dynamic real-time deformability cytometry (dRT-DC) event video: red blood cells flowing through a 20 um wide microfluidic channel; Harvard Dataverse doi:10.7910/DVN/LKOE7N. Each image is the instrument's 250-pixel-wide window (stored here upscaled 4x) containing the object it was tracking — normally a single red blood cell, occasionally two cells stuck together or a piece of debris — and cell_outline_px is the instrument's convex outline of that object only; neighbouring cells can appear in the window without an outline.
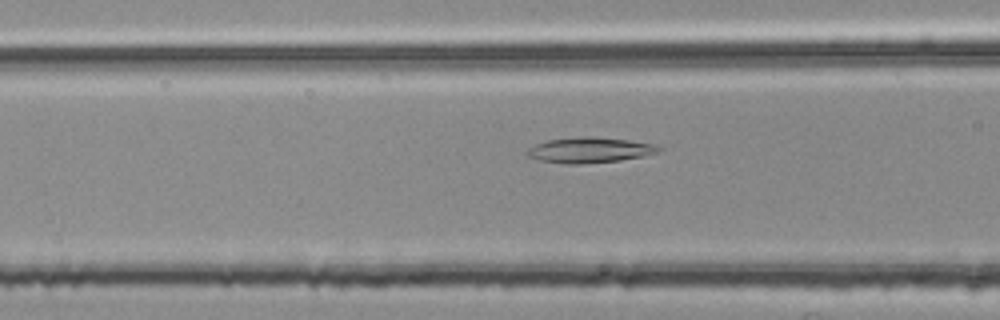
{"species": "common noctule bat (a hibernating species)", "species_latin": "Nyctalus noctula", "temperature_condition": "room temperature", "stored_images_in_passage": 41, "camera_frame_rate_fps": 3000, "um_per_image_px": 0.085, "animal": {"sex": "female", "body_mass_g": 25.1}, "frame": {"image": 1, "passage_image": 8, "time_ms": 2.333, "image_size_px": [1000, 320], "cell_outline_px": [[664, 148], [656, 152], [644, 156], [620, 160], [580, 164], [564, 164], [540, 160], [528, 156], [524, 152], [528, 148], [536, 144], [548, 140], [580, 136], [592, 136], [628, 140], [656, 144]], "centroid_in_image_um": [50.12, 12.75], "position_along_channel_um": 116.5, "area_um2": 19.59}}
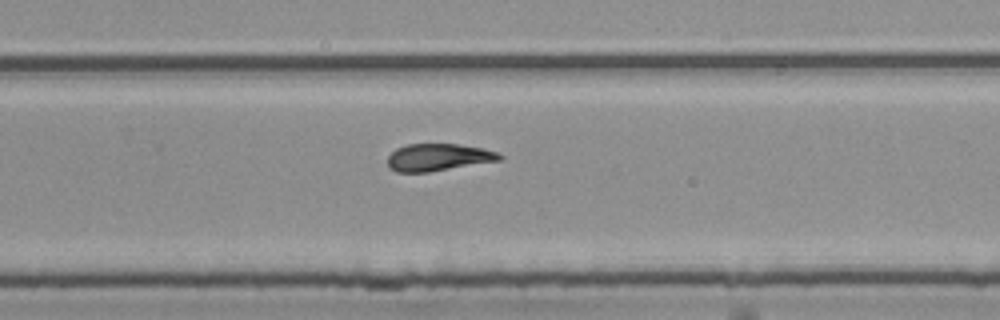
{"frame": {"image": 2, "passage_image": 22, "time_ms": 7.0, "image_size_px": [1000, 320], "cell_outline_px": [[504, 156], [500, 160], [428, 172], [396, 172], [388, 168], [388, 156], [396, 148], [408, 144], [456, 144], [484, 148], [496, 152]], "centroid_in_image_um": [37.22, 13.37], "position_along_channel_um": 292.6, "area_um2": 17.69}}
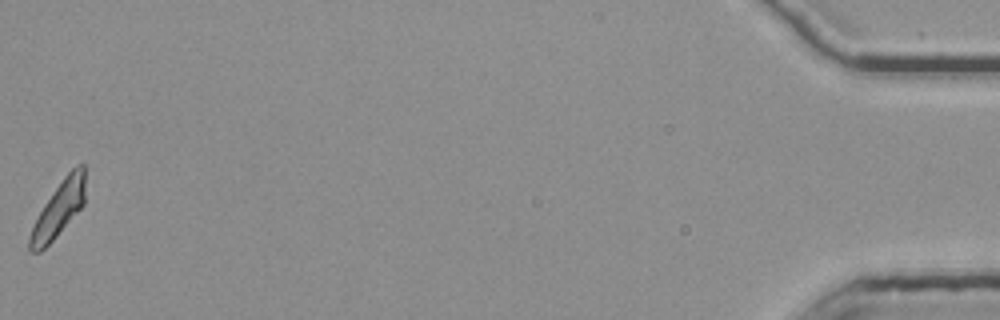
{"frame": {"image": 3, "passage_image": 41, "time_ms": 13.333, "image_size_px": [1000, 320], "cell_outline_px": [[84, 204], [56, 236], [40, 252], [32, 252], [28, 248], [28, 236], [44, 204], [64, 176], [76, 164], [84, 164]], "centroid_in_image_um": [4.97, 17.78], "position_along_channel_um": 430.2, "area_um2": 17.4}, "authors_computed_cell_mechanics": {"area_um2": 18.2648, "velocity_mm_per_s": 3.782, "shape_relaxation_time_tau1_ms": null, "shape_relaxation_time_tau2_ms": 3.9532, "deformation_change_tau1": null, "deformation_change_tau2": 0.1342}}